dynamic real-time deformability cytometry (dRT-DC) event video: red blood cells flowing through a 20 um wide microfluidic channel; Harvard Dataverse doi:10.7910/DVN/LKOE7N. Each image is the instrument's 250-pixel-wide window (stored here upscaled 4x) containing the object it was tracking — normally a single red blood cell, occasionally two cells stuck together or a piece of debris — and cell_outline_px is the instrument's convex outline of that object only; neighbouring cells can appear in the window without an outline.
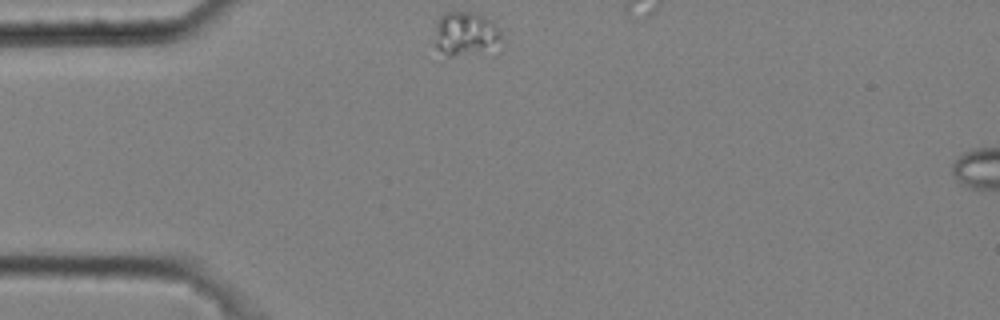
{"species": "common noctule bat (a hibernating species)", "species_latin": "Nyctalus noctula", "temperature_condition": "cold", "stored_images_in_passage": 8, "camera_frame_rate_fps": 3000, "um_per_image_px": 0.085, "animal": {"sex": "male", "body_mass_g": 20.4}, "frame": {"image": 1, "passage_image": 1, "time_ms": 0.0, "image_size_px": [1000, 320], "cell_outline_px": [[504, 40], [500, 52], [496, 56], [432, 60], [432, 44], [436, 28], [440, 16], [444, 12], [472, 12], [492, 20], [496, 24]], "centroid_in_image_um": [39.59, 3.13], "position_along_channel_um": 45.4, "area_um2": 20.4}}
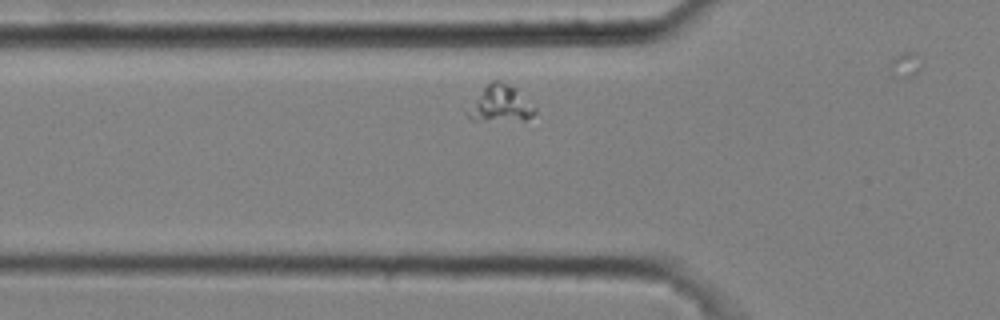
{"frame": {"image": 2, "passage_image": 6, "time_ms": 1.667, "image_size_px": [1000, 320], "cell_outline_px": [[536, 112], [532, 116], [524, 120], [472, 120], [464, 112], [484, 88], [492, 80], [500, 80], [516, 88], [536, 108]], "centroid_in_image_um": [42.53, 8.83], "position_along_channel_um": 83.3, "area_um2": 14.1}}